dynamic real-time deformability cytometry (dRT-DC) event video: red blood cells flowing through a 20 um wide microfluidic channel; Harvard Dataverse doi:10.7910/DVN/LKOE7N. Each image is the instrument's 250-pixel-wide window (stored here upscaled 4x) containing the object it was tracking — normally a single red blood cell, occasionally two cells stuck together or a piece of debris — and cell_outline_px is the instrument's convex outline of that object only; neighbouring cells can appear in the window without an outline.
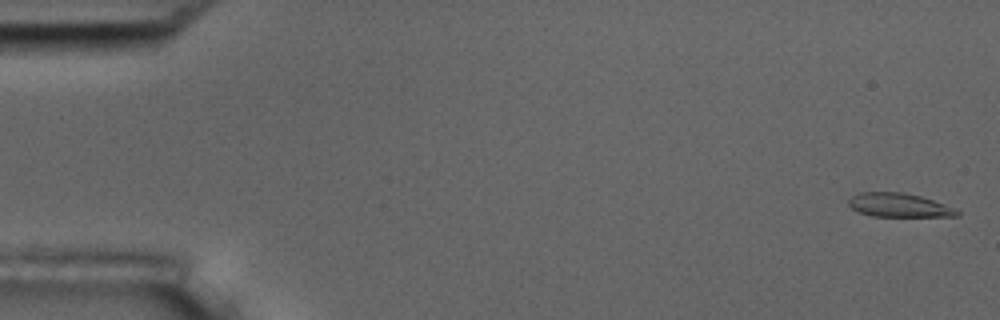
{"species": "common noctule bat (a hibernating species)", "species_latin": "Nyctalus noctula", "temperature_condition": "room temperature", "stored_images_in_passage": 6, "camera_frame_rate_fps": 3000, "um_per_image_px": 0.085, "animal": {"sex": "male", "body_mass_g": 17.5, "forearm_length_mm": 52.3}, "frame": {"image": 1, "passage_image": 1, "time_ms": 0.0, "image_size_px": [1000, 320], "cell_outline_px": [[960, 216], [872, 216], [856, 212], [848, 204], [848, 200], [856, 192], [904, 192], [920, 196], [944, 204], [960, 212]], "centroid_in_image_um": [76.34, 17.43], "position_along_channel_um": 8.7, "area_um2": 15.03}}